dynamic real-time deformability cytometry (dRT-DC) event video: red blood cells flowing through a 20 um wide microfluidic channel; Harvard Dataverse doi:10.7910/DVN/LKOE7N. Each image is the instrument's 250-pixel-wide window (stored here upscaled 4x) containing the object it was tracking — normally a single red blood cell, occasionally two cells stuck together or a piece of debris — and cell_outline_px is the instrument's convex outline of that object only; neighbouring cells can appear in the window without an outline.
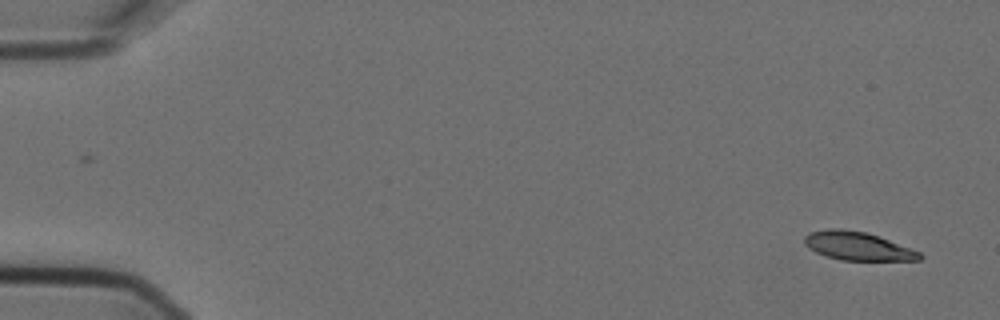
{"species": "Egyptian fruit bat (a non-hibernating species)", "species_latin": "Rousettus aegyptiacus", "temperature_condition": "cold", "stored_images_in_passage": 5, "camera_frame_rate_fps": 3000, "um_per_image_px": 0.085, "animal": {"sex": "female"}, "frame": {"image": 1, "passage_image": 1, "time_ms": 0.0, "image_size_px": [1000, 320], "cell_outline_px": [[924, 256], [920, 260], [840, 260], [816, 252], [808, 248], [804, 244], [804, 236], [808, 232], [828, 228], [840, 228], [864, 232], [880, 236], [920, 252]], "centroid_in_image_um": [72.88, 20.9], "position_along_channel_um": 12.1, "area_um2": 19.13}}
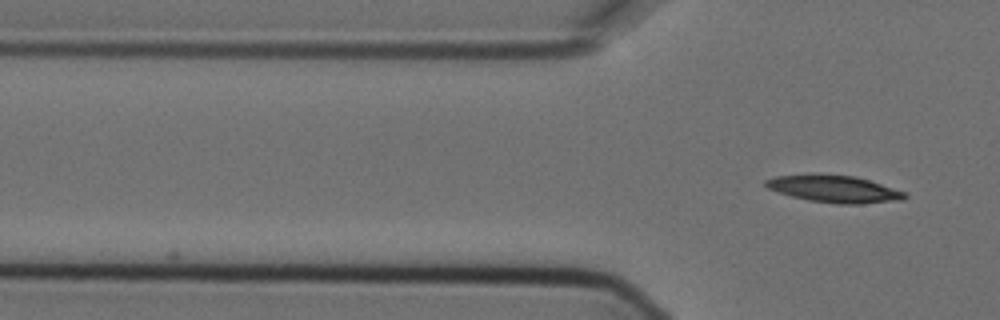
{"frame": {"image": 2, "passage_image": 5, "time_ms": 1.333, "image_size_px": [1000, 320], "cell_outline_px": [[908, 196], [904, 200], [860, 204], [836, 204], [808, 200], [776, 192], [768, 188], [764, 184], [764, 180], [776, 176], [856, 176], [904, 192]], "centroid_in_image_um": [70.93, 16.1], "position_along_channel_um": 54.9, "area_um2": 21.27}}